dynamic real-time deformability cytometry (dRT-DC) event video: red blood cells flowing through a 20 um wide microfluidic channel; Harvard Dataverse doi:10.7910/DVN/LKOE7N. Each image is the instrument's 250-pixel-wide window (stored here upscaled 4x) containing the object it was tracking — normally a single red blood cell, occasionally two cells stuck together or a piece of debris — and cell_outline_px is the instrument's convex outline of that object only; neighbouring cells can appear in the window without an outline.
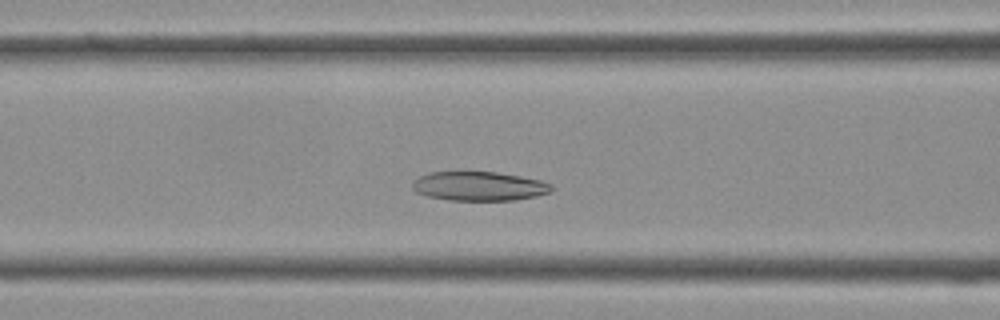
{"species": "Egyptian fruit bat (a non-hibernating species)", "species_latin": "Rousettus aegyptiacus", "temperature_condition": "cold", "stored_images_in_passage": 29, "camera_frame_rate_fps": 3000, "um_per_image_px": 0.085, "frame": {"image": 1, "passage_image": 5, "time_ms": 1.333, "image_size_px": [1000, 320], "cell_outline_px": [[556, 188], [548, 192], [536, 196], [516, 200], [448, 200], [428, 196], [416, 192], [412, 188], [412, 184], [420, 176], [428, 172], [496, 172], [520, 176], [540, 180], [552, 184]], "centroid_in_image_um": [40.74, 15.82], "position_along_channel_um": 125.9, "area_um2": 23.58}}
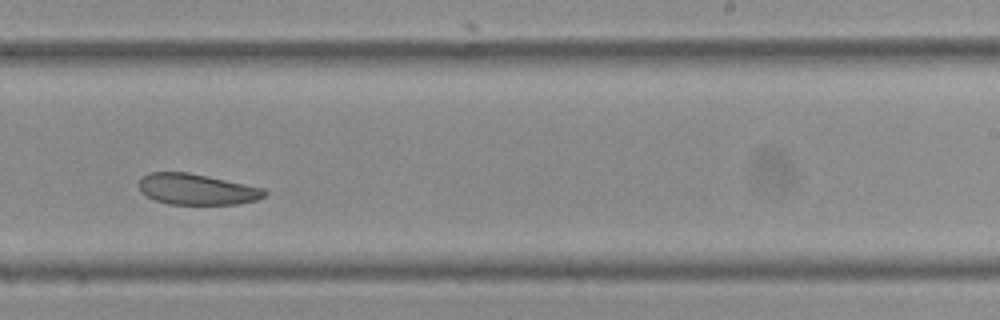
{"frame": {"image": 2, "passage_image": 14, "time_ms": 4.333, "image_size_px": [1000, 320], "cell_outline_px": [[268, 192], [264, 196], [256, 200], [236, 204], [168, 204], [156, 200], [140, 192], [140, 180], [148, 172], [188, 172], [264, 188]], "centroid_in_image_um": [16.73, 16.09], "position_along_channel_um": 272.3, "area_um2": 22.43}}
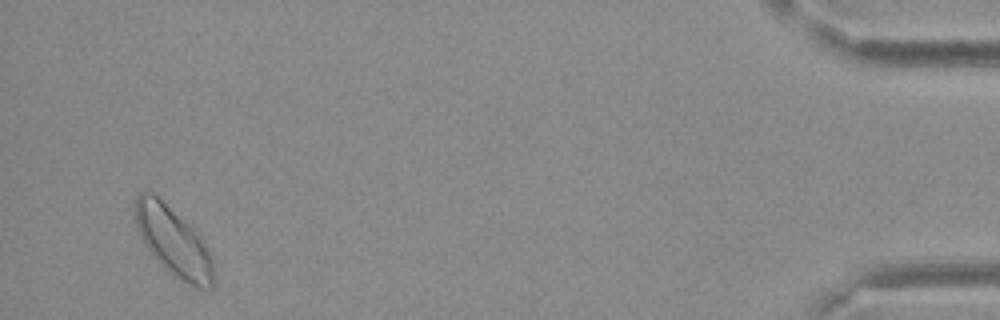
{"frame": {"image": 3, "passage_image": 28, "time_ms": 9.0, "image_size_px": [1000, 320], "cell_outline_px": [[212, 288], [196, 288], [172, 276], [152, 256], [136, 232], [136, 196], [140, 192], [152, 192], [188, 224], [196, 232], [208, 252], [212, 260]], "centroid_in_image_um": [14.68, 20.56], "position_along_channel_um": 420.5, "area_um2": 30.92}}